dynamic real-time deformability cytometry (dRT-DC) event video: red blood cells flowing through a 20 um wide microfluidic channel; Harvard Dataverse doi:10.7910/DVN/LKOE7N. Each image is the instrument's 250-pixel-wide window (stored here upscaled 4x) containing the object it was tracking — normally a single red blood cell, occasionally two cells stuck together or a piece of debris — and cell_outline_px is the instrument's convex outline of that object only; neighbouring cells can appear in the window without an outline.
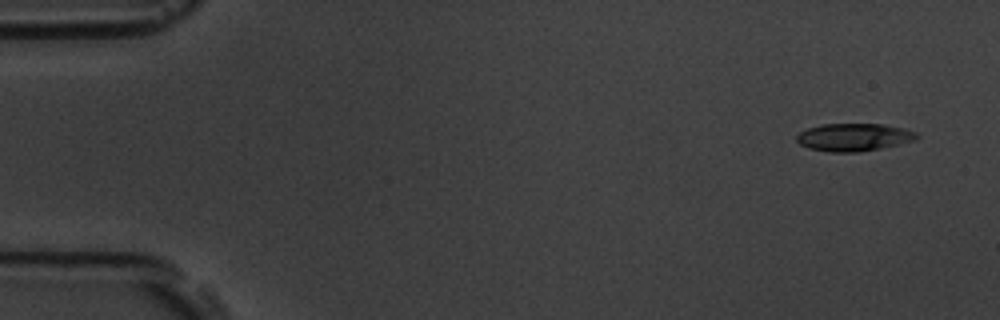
{"species": "common noctule bat (a hibernating species)", "species_latin": "Nyctalus noctula", "temperature_condition": "room temperature", "stored_images_in_passage": 4, "camera_frame_rate_fps": 3000, "um_per_image_px": 0.085, "animal": {"sex": "male", "body_mass_g": 19.5, "forearm_length_mm": 54.6}, "frame": {"image": 1, "passage_image": 1, "time_ms": 0.0, "image_size_px": [1000, 320], "cell_outline_px": [[920, 136], [916, 140], [880, 148], [860, 152], [828, 152], [808, 148], [800, 144], [796, 140], [796, 136], [800, 132], [808, 128], [820, 124], [884, 124], [904, 128], [916, 132]], "centroid_in_image_um": [72.58, 11.66], "position_along_channel_um": 12.4, "area_um2": 19.48}}
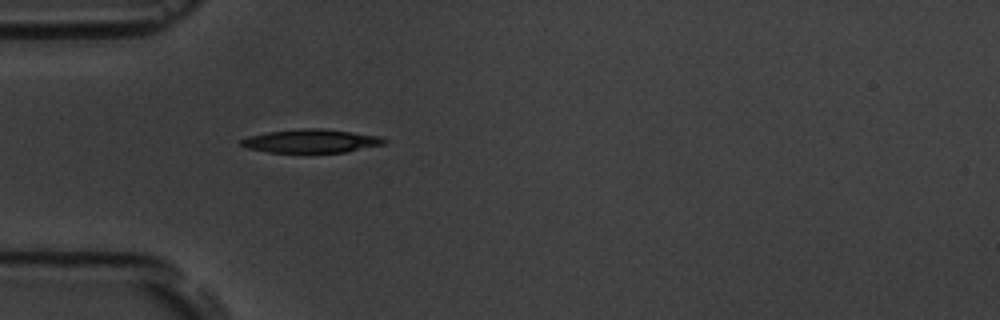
{"frame": {"image": 2, "passage_image": 4, "time_ms": 1.0, "image_size_px": [1000, 320], "cell_outline_px": [[388, 144], [348, 152], [268, 152], [248, 148], [240, 144], [240, 140], [248, 136], [268, 132], [300, 128], [320, 128], [352, 132], [380, 136], [388, 140]], "centroid_in_image_um": [26.52, 11.98], "position_along_channel_um": 58.5, "area_um2": 19.71}}